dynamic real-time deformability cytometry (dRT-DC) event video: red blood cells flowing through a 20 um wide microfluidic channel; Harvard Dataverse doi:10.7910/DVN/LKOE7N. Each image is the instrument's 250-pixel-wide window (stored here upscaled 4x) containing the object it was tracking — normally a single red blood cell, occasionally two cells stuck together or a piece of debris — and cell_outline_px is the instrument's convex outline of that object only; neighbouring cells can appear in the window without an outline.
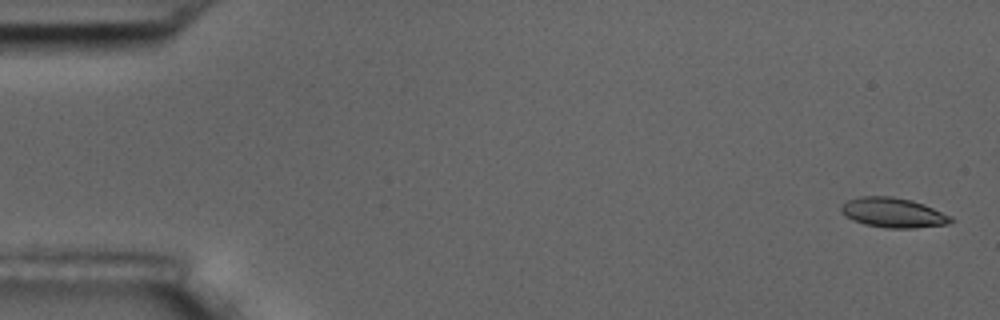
{"species": "common noctule bat (a hibernating species)", "species_latin": "Nyctalus noctula", "temperature_condition": "room temperature", "stored_images_in_passage": 5, "camera_frame_rate_fps": 3000, "um_per_image_px": 0.085, "animal": {"sex": "male", "body_mass_g": 17.5, "forearm_length_mm": 52.3}, "frame": {"image": 1, "passage_image": 1, "time_ms": 0.0, "image_size_px": [1000, 320], "cell_outline_px": [[956, 220], [948, 224], [916, 228], [884, 228], [864, 224], [852, 220], [844, 216], [840, 212], [840, 208], [848, 200], [860, 196], [892, 196], [912, 200], [924, 204]], "centroid_in_image_um": [75.88, 18.08], "position_along_channel_um": 9.1, "area_um2": 19.07}}
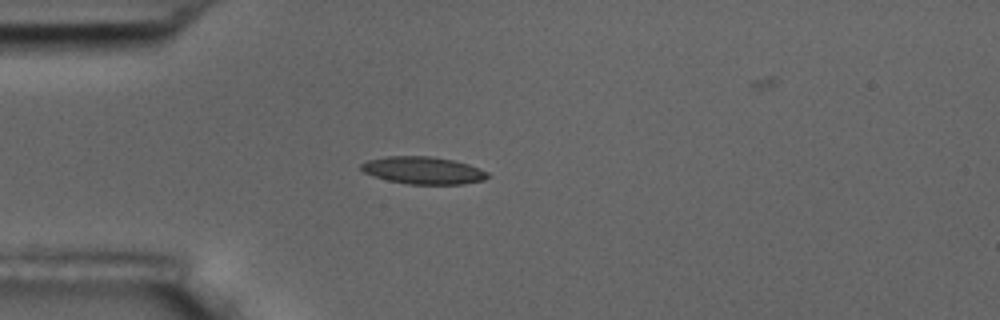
{"frame": {"image": 2, "passage_image": 5, "time_ms": 4.667, "image_size_px": [1000, 320], "cell_outline_px": [[488, 176], [484, 180], [464, 184], [408, 184], [388, 180], [364, 172], [360, 168], [360, 164], [368, 160], [388, 156], [432, 156], [452, 160], [468, 164], [480, 168], [488, 172]], "centroid_in_image_um": [35.99, 14.48], "position_along_channel_um": 49.0, "area_um2": 20.06}}